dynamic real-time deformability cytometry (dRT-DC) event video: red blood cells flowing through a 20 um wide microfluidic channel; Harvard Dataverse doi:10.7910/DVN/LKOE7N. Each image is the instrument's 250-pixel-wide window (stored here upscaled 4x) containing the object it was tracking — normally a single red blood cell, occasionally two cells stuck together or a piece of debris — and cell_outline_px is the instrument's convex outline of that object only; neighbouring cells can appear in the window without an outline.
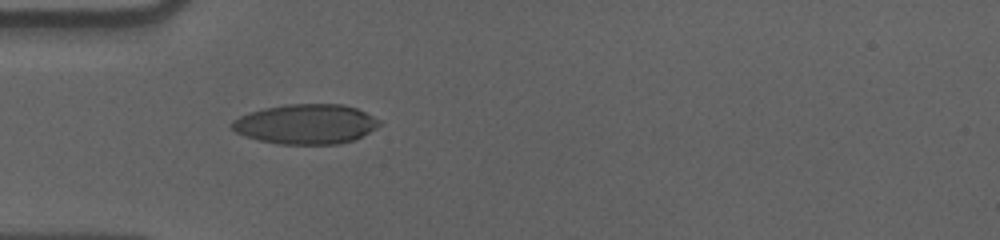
{"species": "human", "species_latin": "Homo sapiens", "temperature_condition": "cold", "stored_images_in_passage": 40, "camera_frame_rate_fps": 3000, "um_per_image_px": 0.085, "donor": {"sex": "male"}, "frame": {"image": 1, "passage_image": 1, "time_ms": 0.0, "image_size_px": [1000, 240], "cell_outline_px": [[380, 124], [376, 128], [352, 140], [340, 144], [276, 144], [244, 136], [236, 132], [228, 124], [232, 120], [248, 112], [264, 108], [284, 104], [344, 104], [356, 108], [380, 120]], "centroid_in_image_um": [25.95, 10.54], "position_along_channel_um": 59.1, "area_um2": 34.28}}
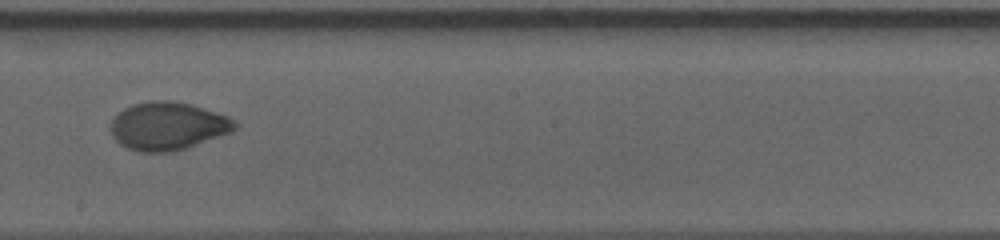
{"frame": {"image": 2, "passage_image": 16, "time_ms": 5.0, "image_size_px": [1000, 240], "cell_outline_px": [[240, 124], [232, 132], [172, 152], [140, 152], [128, 148], [120, 144], [112, 136], [112, 120], [124, 108], [132, 104], [152, 100], [168, 100], [192, 104], [228, 116]], "centroid_in_image_um": [14.29, 10.7], "position_along_channel_um": 233.9, "area_um2": 34.62}}
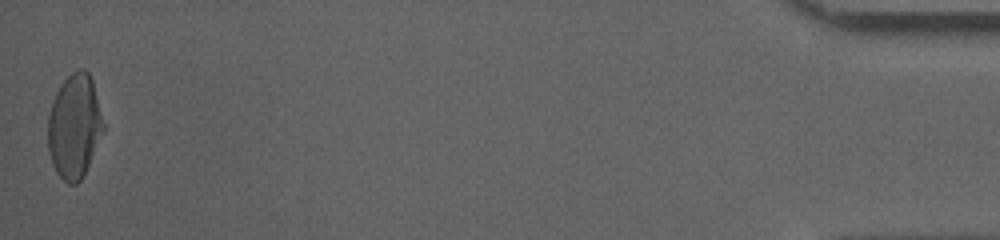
{"frame": {"image": 3, "passage_image": 40, "time_ms": 13.0, "image_size_px": [1000, 240], "cell_outline_px": [[104, 132], [80, 180], [76, 184], [68, 184], [56, 172], [52, 164], [48, 152], [48, 112], [52, 100], [60, 84], [72, 72], [80, 68], [84, 68], [88, 72], [92, 80], [104, 124]], "centroid_in_image_um": [6.3, 10.72], "position_along_channel_um": 428.9, "area_um2": 33.58}, "authors_computed_cell_mechanics": {"area_um2": 34.0731, "velocity_mm_per_s": 3.5866, "shape_relaxation_time_tau1_ms": 4.8615, "shape_relaxation_time_tau2_ms": 1.2838, "deformation_change_tau1": 0.1646, "deformation_change_tau2": 0.0422}}